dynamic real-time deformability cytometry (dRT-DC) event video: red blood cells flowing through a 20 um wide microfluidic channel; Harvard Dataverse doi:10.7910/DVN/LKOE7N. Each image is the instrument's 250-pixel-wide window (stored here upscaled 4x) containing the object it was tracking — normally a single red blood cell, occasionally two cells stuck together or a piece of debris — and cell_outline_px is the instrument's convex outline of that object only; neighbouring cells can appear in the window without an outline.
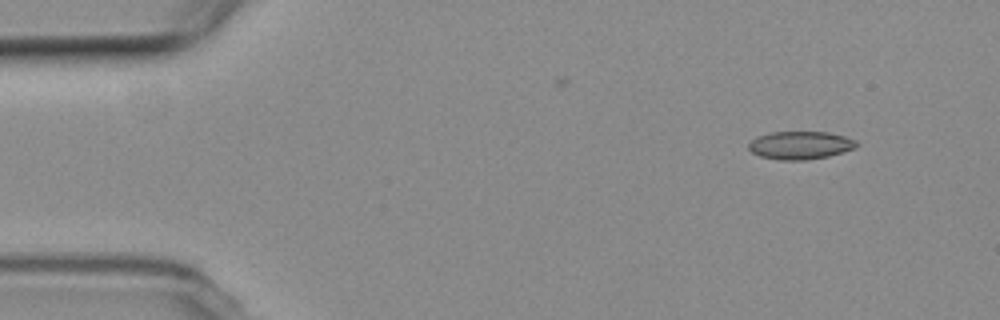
{"species": "common noctule bat (a hibernating species)", "species_latin": "Nyctalus noctula", "temperature_condition": "room temperature", "stored_images_in_passage": 4, "camera_frame_rate_fps": 3000, "um_per_image_px": 0.085, "animal": {"sex": "female", "body_mass_g": 19.3, "forearm_length_mm": 54.1}, "frame": {"image": 1, "passage_image": 1, "time_ms": 0.0, "image_size_px": [1000, 320], "cell_outline_px": [[860, 144], [856, 148], [828, 156], [804, 160], [780, 160], [760, 156], [752, 152], [748, 148], [748, 144], [756, 136], [772, 132], [828, 132], [844, 136], [856, 140]], "centroid_in_image_um": [68.04, 12.34], "position_along_channel_um": 17.0, "area_um2": 17.63}}
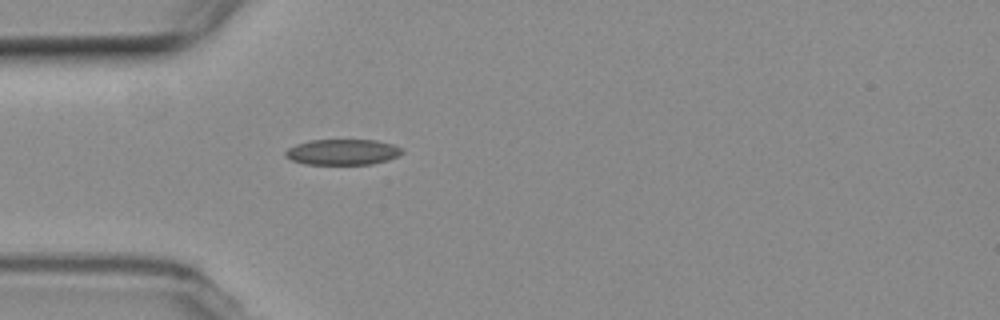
{"frame": {"image": 2, "passage_image": 4, "time_ms": 3.667, "image_size_px": [1000, 320], "cell_outline_px": [[404, 152], [388, 160], [372, 164], [304, 164], [292, 160], [284, 156], [284, 152], [288, 148], [296, 144], [308, 140], [376, 140], [392, 144], [400, 148]], "centroid_in_image_um": [29.08, 12.92], "position_along_channel_um": 55.9, "area_um2": 17.46}}